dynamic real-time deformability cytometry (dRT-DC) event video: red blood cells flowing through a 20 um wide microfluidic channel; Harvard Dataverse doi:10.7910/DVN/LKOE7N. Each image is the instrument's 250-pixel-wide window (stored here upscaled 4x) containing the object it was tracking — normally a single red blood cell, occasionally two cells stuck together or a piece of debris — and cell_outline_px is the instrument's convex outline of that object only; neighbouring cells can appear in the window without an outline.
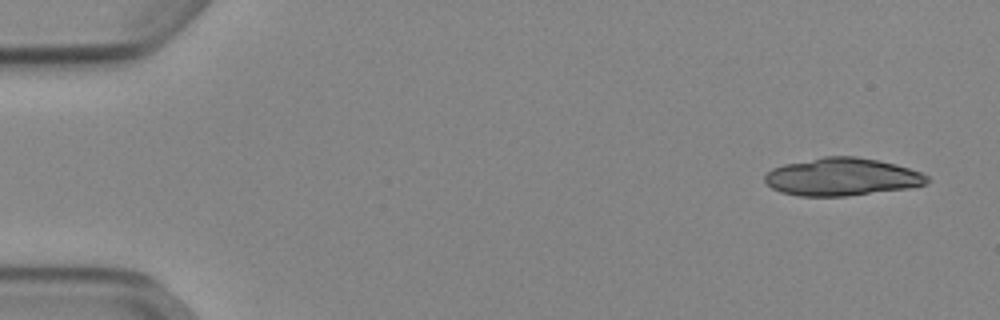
{"species": "Egyptian fruit bat (a non-hibernating species)", "species_latin": "Rousettus aegyptiacus", "temperature_condition": "cold", "stored_images_in_passage": 18, "camera_frame_rate_fps": 3000, "um_per_image_px": 0.085, "animal": {"sex": "female"}, "frame": {"image": 1, "passage_image": 1, "time_ms": 0.0, "image_size_px": [1000, 320], "cell_outline_px": [[928, 180], [924, 184], [908, 188], [844, 196], [800, 196], [780, 192], [772, 188], [764, 180], [764, 176], [772, 168], [784, 164], [824, 156], [856, 156], [896, 164], [920, 172], [928, 176]], "centroid_in_image_um": [71.52, 15.03], "position_along_channel_um": 13.5, "area_um2": 35.43}}